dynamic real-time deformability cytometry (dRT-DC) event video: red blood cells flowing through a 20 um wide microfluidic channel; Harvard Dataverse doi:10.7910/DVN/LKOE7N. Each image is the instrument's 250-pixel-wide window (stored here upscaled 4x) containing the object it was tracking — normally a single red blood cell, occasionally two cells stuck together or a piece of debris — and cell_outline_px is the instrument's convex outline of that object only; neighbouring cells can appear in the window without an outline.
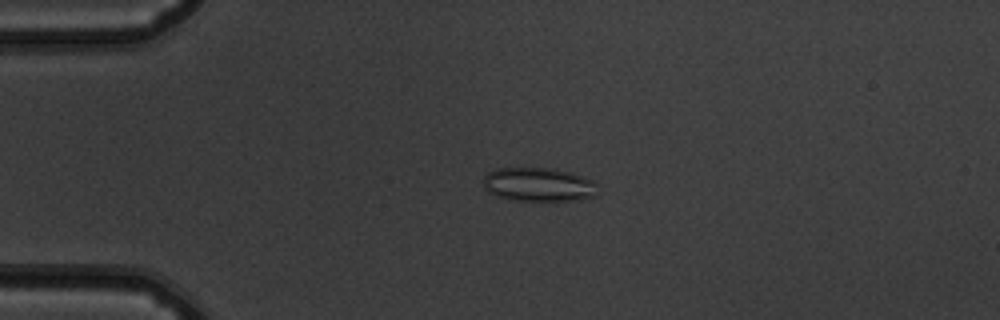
{"species": "common noctule bat (a hibernating species)", "species_latin": "Nyctalus noctula", "temperature_condition": "warm", "stored_images_in_passage": 50, "camera_frame_rate_fps": 3000, "um_per_image_px": 0.085, "animal": {"sex": "male", "body_mass_g": 19.5, "forearm_length_mm": 54.6}, "frame": {"image": 1, "passage_image": 10, "time_ms": 3.0, "image_size_px": [1000, 320], "cell_outline_px": [[596, 196], [576, 200], [516, 200], [496, 196], [488, 192], [484, 188], [484, 176], [488, 172], [496, 168], [556, 168], [572, 172], [596, 180]], "centroid_in_image_um": [45.8, 15.67], "position_along_channel_um": 39.2, "area_um2": 22.77}}
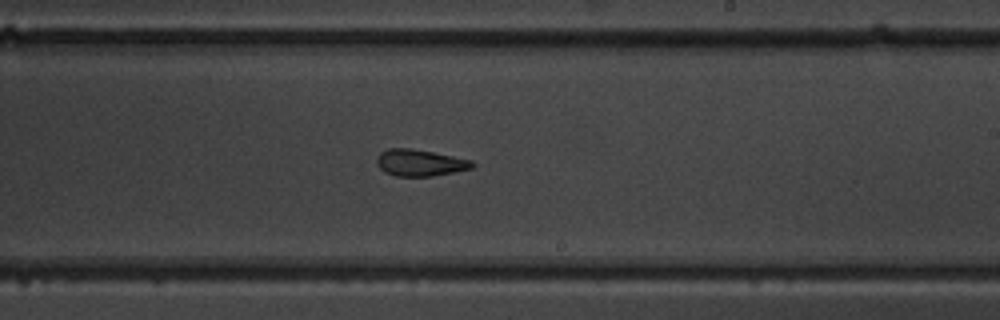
{"frame": {"image": 2, "passage_image": 29, "time_ms": 9.333, "image_size_px": [1000, 320], "cell_outline_px": [[476, 164], [472, 168], [432, 176], [396, 176], [384, 172], [376, 164], [376, 156], [380, 152], [388, 148], [412, 148], [472, 160]], "centroid_in_image_um": [35.65, 13.83], "position_along_channel_um": 253.3, "area_um2": 14.85}}
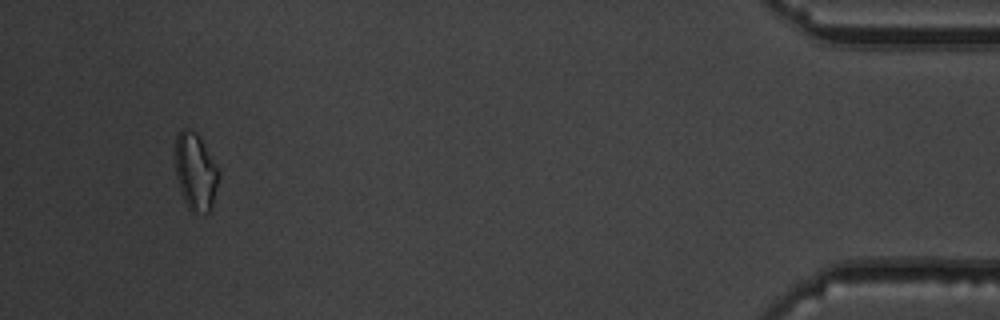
{"frame": {"image": 3, "passage_image": 47, "time_ms": 15.333, "image_size_px": [1000, 320], "cell_outline_px": [[220, 176], [212, 212], [208, 216], [192, 212], [188, 208], [184, 200], [176, 176], [176, 136], [180, 128], [192, 128], [200, 136], [216, 164]], "centroid_in_image_um": [16.66, 14.64], "position_along_channel_um": 418.5, "area_um2": 20.17}, "authors_computed_cell_mechanics": {"area_um2": 16.7042, "velocity_mm_per_s": 3.9056, "shape_relaxation_time_tau1_ms": null, "shape_relaxation_time_tau2_ms": 2.6452, "deformation_change_tau1": null, "deformation_change_tau2": 0.0891}}